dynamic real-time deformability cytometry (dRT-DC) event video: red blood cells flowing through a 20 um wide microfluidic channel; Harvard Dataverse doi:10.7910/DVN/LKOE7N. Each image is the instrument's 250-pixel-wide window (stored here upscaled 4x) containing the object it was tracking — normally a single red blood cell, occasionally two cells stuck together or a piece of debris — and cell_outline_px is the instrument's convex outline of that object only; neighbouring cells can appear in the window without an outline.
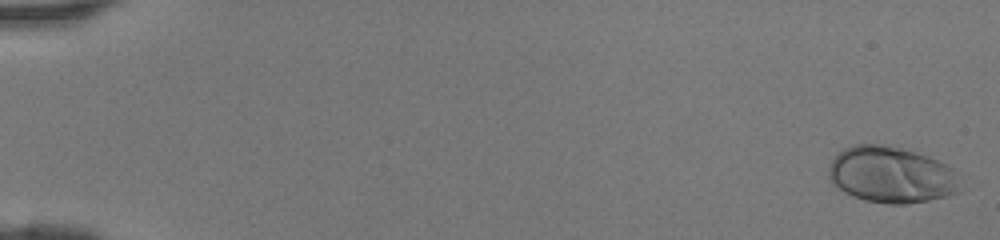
{"species": "human", "species_latin": "Homo sapiens", "temperature_condition": "room temperature", "stored_images_in_passage": 47, "camera_frame_rate_fps": 3000, "um_per_image_px": 0.085, "donor": {"sex": "female"}, "frame": {"image": 1, "passage_image": 2, "time_ms": 0.333, "image_size_px": [1000, 240], "cell_outline_px": [[960, 192], [948, 196], [928, 200], [904, 204], [888, 204], [864, 200], [852, 196], [844, 192], [828, 176], [828, 168], [832, 160], [844, 148], [852, 144], [880, 144], [900, 148], [928, 156], [952, 168]], "centroid_in_image_um": [75.73, 14.86], "position_along_channel_um": 9.3, "area_um2": 42.71}}
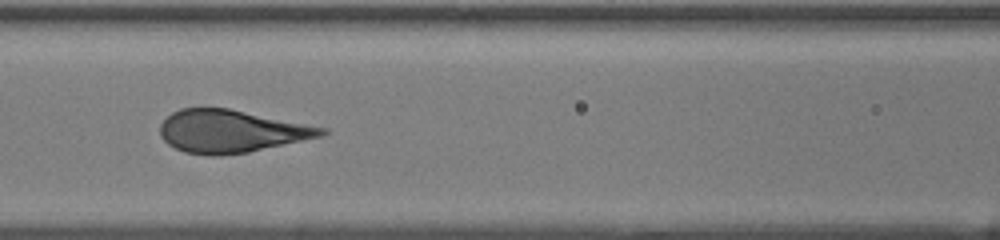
{"frame": {"image": 2, "passage_image": 23, "time_ms": 7.333, "image_size_px": [1000, 240], "cell_outline_px": [[328, 132], [324, 136], [248, 152], [220, 156], [208, 156], [184, 152], [168, 144], [160, 136], [160, 124], [172, 112], [180, 108], [228, 108], [328, 128]], "centroid_in_image_um": [19.65, 11.16], "position_along_channel_um": 146.9, "area_um2": 40.23}}
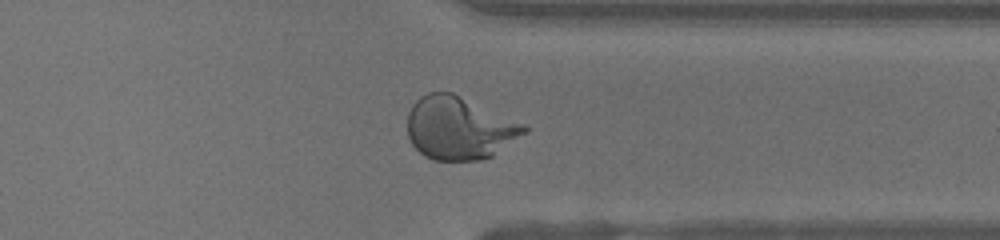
{"frame": {"image": 3, "passage_image": 38, "time_ms": 12.333, "image_size_px": [1000, 240], "cell_outline_px": [[528, 132], [492, 156], [480, 160], [432, 160], [424, 156], [412, 144], [408, 136], [408, 112], [412, 104], [420, 96], [428, 92], [452, 92], [524, 124], [528, 128]], "centroid_in_image_um": [39.02, 10.89], "position_along_channel_um": 372.4, "area_um2": 42.71}}